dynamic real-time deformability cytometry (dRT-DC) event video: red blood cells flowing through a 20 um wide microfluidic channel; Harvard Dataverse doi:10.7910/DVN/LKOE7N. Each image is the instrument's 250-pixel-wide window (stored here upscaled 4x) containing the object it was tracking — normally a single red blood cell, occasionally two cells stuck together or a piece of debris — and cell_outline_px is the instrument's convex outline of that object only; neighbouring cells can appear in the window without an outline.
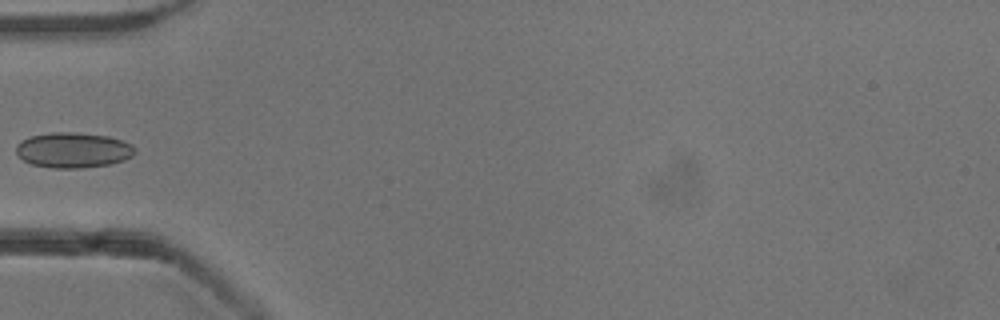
{"species": "common noctule bat (a hibernating species)", "species_latin": "Nyctalus noctula", "temperature_condition": "cold", "stored_images_in_passage": 5, "camera_frame_rate_fps": 3000, "um_per_image_px": 0.085, "animal": {"sex": "male", "body_mass_g": 13.3}, "frame": {"image": 1, "passage_image": 5, "time_ms": 4.667, "image_size_px": [1000, 320], "cell_outline_px": [[136, 152], [132, 156], [124, 160], [108, 164], [80, 168], [52, 168], [32, 164], [24, 160], [16, 152], [16, 144], [20, 140], [32, 136], [52, 132], [76, 132], [108, 136], [132, 144], [136, 148]], "centroid_in_image_um": [6.22, 12.75], "position_along_channel_um": 78.8, "area_um2": 24.45}}